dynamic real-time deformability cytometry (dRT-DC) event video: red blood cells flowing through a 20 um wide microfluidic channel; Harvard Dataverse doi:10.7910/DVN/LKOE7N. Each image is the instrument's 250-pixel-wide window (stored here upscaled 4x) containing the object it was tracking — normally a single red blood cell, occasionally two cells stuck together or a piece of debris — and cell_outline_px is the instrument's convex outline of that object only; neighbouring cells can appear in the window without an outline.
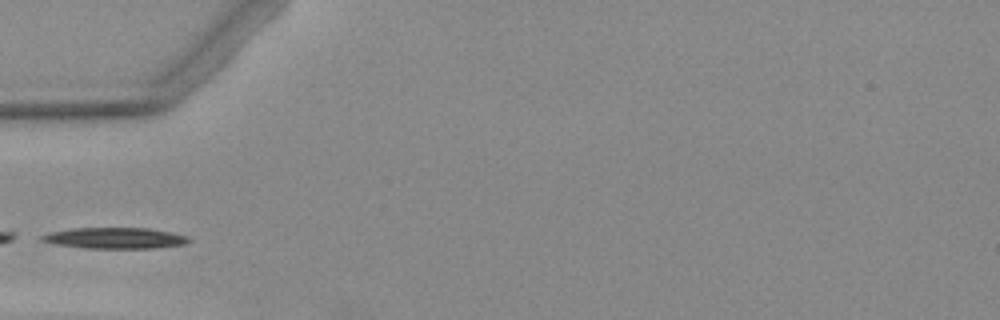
{"species": "Egyptian fruit bat (a non-hibernating species)", "species_latin": "Rousettus aegyptiacus", "temperature_condition": "warm", "stored_images_in_passage": 3, "camera_frame_rate_fps": 3000, "um_per_image_px": 0.085, "animal": {"sex": "female"}, "frame": {"image": 1, "passage_image": 3, "time_ms": 2.333, "image_size_px": [1000, 320], "cell_outline_px": [[192, 240], [184, 244], [156, 248], [84, 248], [56, 244], [40, 240], [40, 236], [52, 232], [72, 228], [148, 228], [172, 232], [188, 236]], "centroid_in_image_um": [9.81, 20.24], "position_along_channel_um": 75.2, "area_um2": 17.98}}